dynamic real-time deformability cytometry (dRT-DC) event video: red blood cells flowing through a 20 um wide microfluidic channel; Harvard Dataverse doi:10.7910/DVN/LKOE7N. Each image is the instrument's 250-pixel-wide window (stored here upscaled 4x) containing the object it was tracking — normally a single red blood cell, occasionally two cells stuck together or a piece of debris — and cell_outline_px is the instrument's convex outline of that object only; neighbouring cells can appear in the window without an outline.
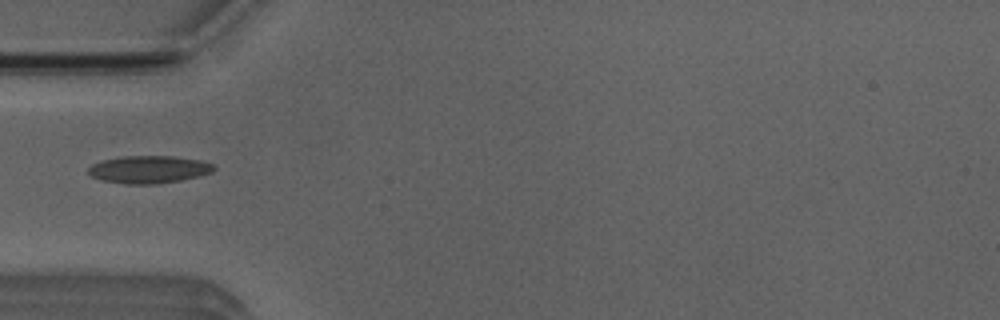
{"species": "Egyptian fruit bat (a non-hibernating species)", "species_latin": "Rousettus aegyptiacus", "temperature_condition": "room temperature", "stored_images_in_passage": 5, "camera_frame_rate_fps": 3000, "um_per_image_px": 0.085, "animal": {"sex": "male"}, "frame": {"image": 1, "passage_image": 4, "time_ms": 4.667, "image_size_px": [1000, 320], "cell_outline_px": [[216, 168], [212, 172], [200, 176], [180, 180], [156, 184], [124, 184], [100, 180], [92, 176], [88, 172], [88, 168], [92, 164], [104, 160], [120, 156], [172, 156], [200, 160], [212, 164]], "centroid_in_image_um": [12.64, 14.41], "position_along_channel_um": 72.4, "area_um2": 20.17}}